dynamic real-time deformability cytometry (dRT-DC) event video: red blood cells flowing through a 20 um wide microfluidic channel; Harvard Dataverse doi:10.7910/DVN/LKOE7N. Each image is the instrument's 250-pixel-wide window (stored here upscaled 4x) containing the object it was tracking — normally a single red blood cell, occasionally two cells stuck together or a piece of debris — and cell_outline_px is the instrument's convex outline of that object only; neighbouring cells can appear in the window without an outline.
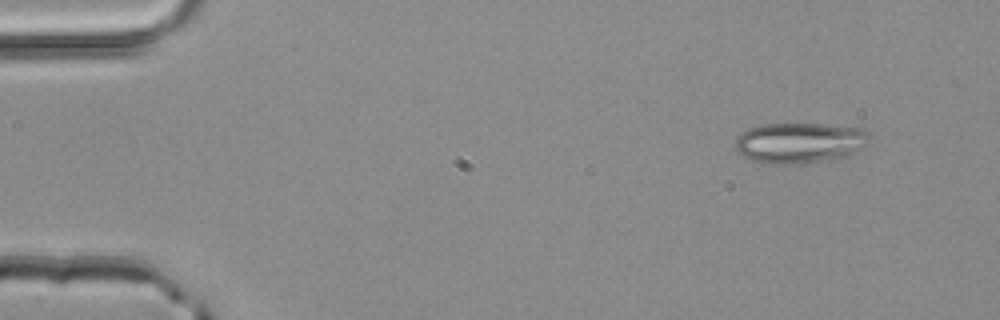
{"species": "common noctule bat (a hibernating species)", "species_latin": "Nyctalus noctula", "temperature_condition": "room temperature", "stored_images_in_passage": 3, "camera_frame_rate_fps": 3000, "um_per_image_px": 0.085, "animal": {"sex": "male", "body_mass_g": 20.4}, "frame": {"image": 1, "passage_image": 1, "time_ms": 0.0, "image_size_px": [1000, 320], "cell_outline_px": [[872, 136], [868, 144], [864, 148], [852, 156], [832, 160], [792, 164], [776, 164], [752, 160], [736, 152], [732, 144], [736, 136], [748, 128], [764, 124], [824, 124], [864, 128]], "centroid_in_image_um": [68.02, 12.14], "position_along_channel_um": 17.0, "area_um2": 32.6}}